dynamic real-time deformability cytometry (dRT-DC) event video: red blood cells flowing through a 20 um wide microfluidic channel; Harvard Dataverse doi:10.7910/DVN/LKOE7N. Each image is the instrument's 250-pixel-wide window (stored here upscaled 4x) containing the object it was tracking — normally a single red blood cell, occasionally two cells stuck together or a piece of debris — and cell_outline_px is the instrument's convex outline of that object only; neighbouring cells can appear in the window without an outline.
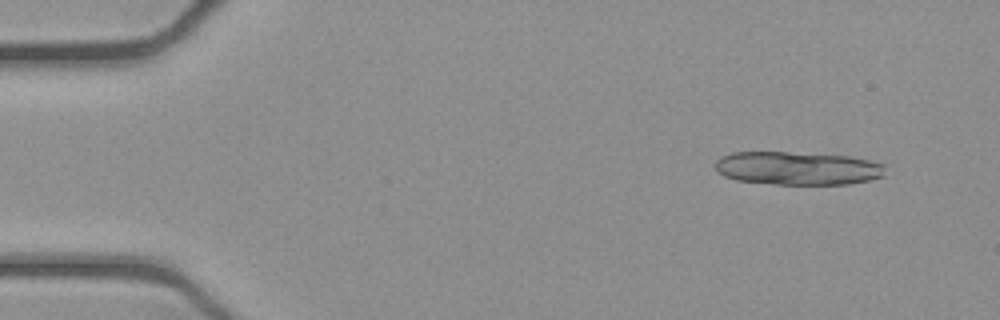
{"species": "common noctule bat (a hibernating species)", "species_latin": "Nyctalus noctula", "temperature_condition": "cold", "stored_images_in_passage": 29, "camera_frame_rate_fps": 3000, "um_per_image_px": 0.085, "animal": {"sex": "female", "body_mass_g": 21.9}, "frame": {"image": 1, "passage_image": 4, "time_ms": 1.0, "image_size_px": [1000, 320], "cell_outline_px": [[884, 176], [868, 180], [848, 184], [776, 184], [736, 180], [724, 176], [716, 168], [716, 160], [720, 156], [732, 152], [788, 152], [848, 156], [868, 160], [884, 164]], "centroid_in_image_um": [67.78, 14.3], "position_along_channel_um": 17.2, "area_um2": 32.83}}
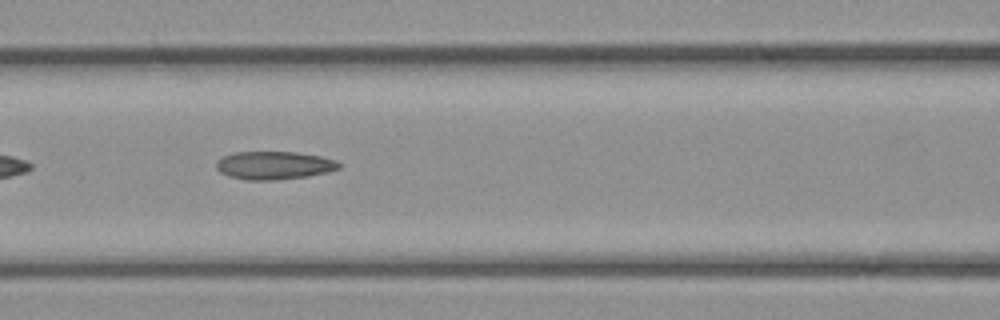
{"frame": {"image": 2, "passage_image": 22, "time_ms": 7.0, "image_size_px": [1000, 320], "cell_outline_px": [[344, 164], [340, 168], [328, 172], [308, 176], [272, 180], [248, 180], [228, 176], [220, 172], [216, 168], [216, 160], [232, 152], [296, 152], [320, 156], [336, 160]], "centroid_in_image_um": [23.31, 14.05], "position_along_channel_um": 143.3, "area_um2": 20.23}}
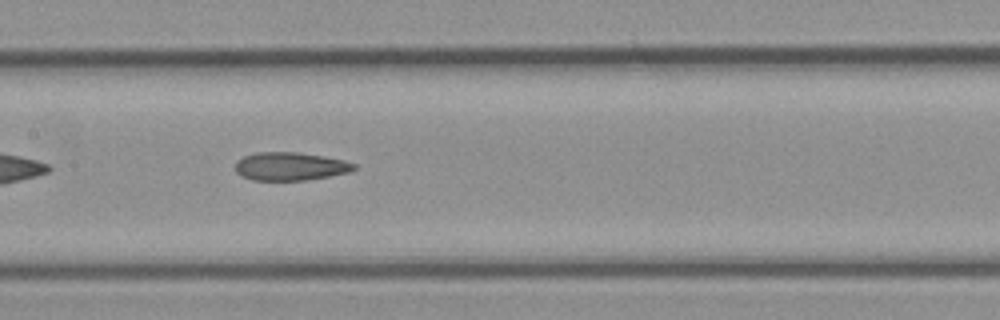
{"frame": {"image": 3, "passage_image": 25, "time_ms": 8.0, "image_size_px": [1000, 320], "cell_outline_px": [[356, 168], [348, 172], [308, 180], [252, 180], [240, 176], [236, 172], [236, 160], [244, 156], [256, 152], [296, 152], [324, 156], [344, 160], [356, 164]], "centroid_in_image_um": [24.64, 14.14], "position_along_channel_um": 182.8, "area_um2": 19.54}}